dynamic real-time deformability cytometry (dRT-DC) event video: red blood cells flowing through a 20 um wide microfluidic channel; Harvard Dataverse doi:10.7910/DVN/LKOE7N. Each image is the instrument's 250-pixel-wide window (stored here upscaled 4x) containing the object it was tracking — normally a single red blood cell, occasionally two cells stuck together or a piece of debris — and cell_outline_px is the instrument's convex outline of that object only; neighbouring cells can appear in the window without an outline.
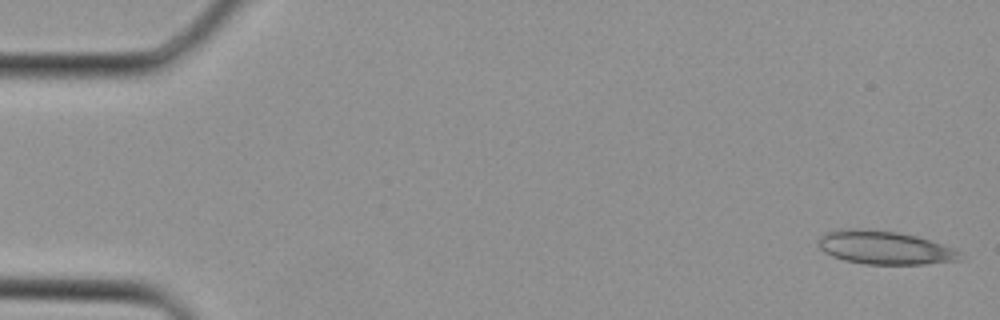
{"species": "Egyptian fruit bat (a non-hibernating species)", "species_latin": "Rousettus aegyptiacus", "temperature_condition": "cold", "stored_images_in_passage": 12, "camera_frame_rate_fps": 3000, "um_per_image_px": 0.085, "animal": {"sex": "female"}, "frame": {"image": 1, "passage_image": 1, "time_ms": 0.0, "image_size_px": [1000, 320], "cell_outline_px": [[960, 260], [924, 264], [868, 264], [844, 260], [832, 256], [824, 252], [816, 244], [820, 236], [828, 232], [896, 232], [916, 236], [952, 248], [960, 252]], "centroid_in_image_um": [75.23, 21.11], "position_along_channel_um": 9.8, "area_um2": 26.13}}